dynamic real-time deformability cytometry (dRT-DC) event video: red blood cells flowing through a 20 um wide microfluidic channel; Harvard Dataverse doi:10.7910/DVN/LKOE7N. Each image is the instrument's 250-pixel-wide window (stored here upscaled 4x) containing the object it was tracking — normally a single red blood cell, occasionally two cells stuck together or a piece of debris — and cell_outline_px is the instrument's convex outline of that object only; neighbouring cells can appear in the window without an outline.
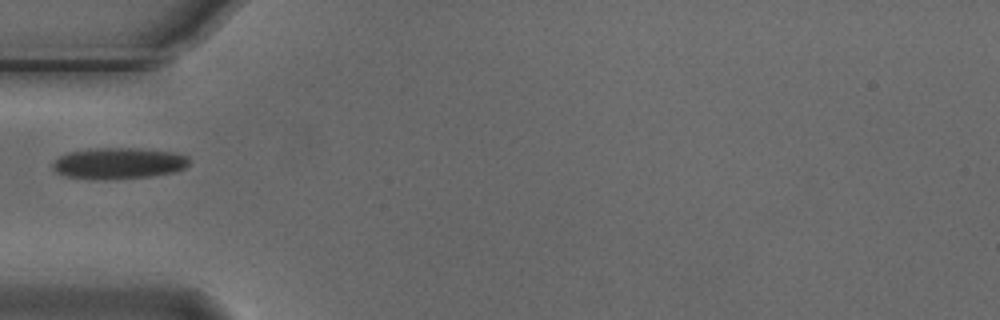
{"species": "Egyptian fruit bat (a non-hibernating species)", "species_latin": "Rousettus aegyptiacus", "temperature_condition": "cold", "stored_images_in_passage": 2, "camera_frame_rate_fps": 3000, "um_per_image_px": 0.085, "animal": {"sex": "male"}, "frame": {"image": 1, "passage_image": 1, "time_ms": 0.0, "image_size_px": [1000, 320], "cell_outline_px": [[188, 164], [184, 168], [172, 172], [148, 176], [108, 180], [88, 180], [64, 176], [56, 172], [52, 168], [52, 160], [68, 152], [96, 148], [140, 148], [176, 152], [188, 156]], "centroid_in_image_um": [10.02, 13.88], "position_along_channel_um": 75.0, "area_um2": 25.2}}
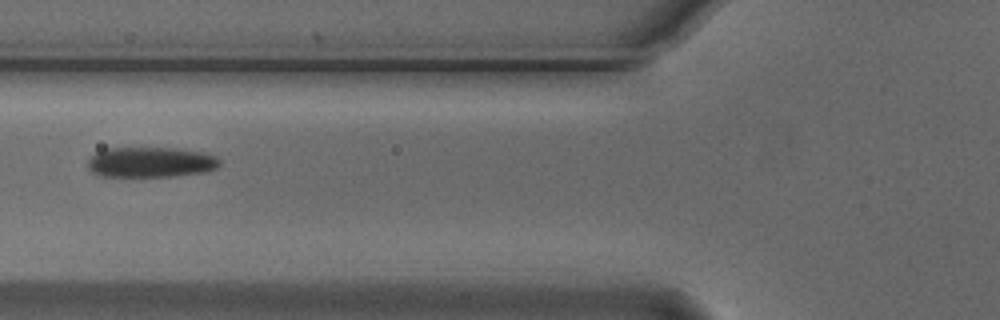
{"frame": {"image": 2, "passage_image": 2, "time_ms": 0.333, "image_size_px": [1000, 320], "cell_outline_px": [[220, 164], [216, 168], [208, 172], [172, 176], [100, 176], [92, 172], [88, 168], [88, 156], [96, 152], [108, 148], [176, 148], [204, 152], [216, 156], [220, 160]], "centroid_in_image_um": [12.82, 13.78], "position_along_channel_um": 113.0, "area_um2": 23.52}}